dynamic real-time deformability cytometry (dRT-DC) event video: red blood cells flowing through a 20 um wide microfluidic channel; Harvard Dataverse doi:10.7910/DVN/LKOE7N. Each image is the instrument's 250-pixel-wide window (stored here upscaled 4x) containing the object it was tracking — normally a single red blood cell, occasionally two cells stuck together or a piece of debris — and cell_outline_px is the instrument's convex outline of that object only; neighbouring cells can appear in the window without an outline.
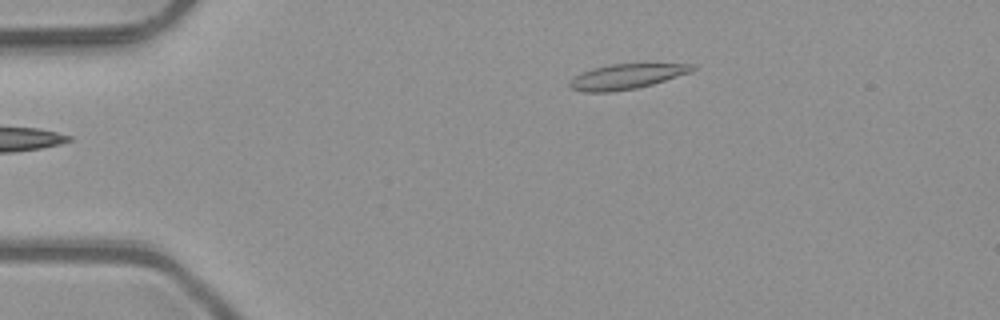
{"species": "common noctule bat (a hibernating species)", "species_latin": "Nyctalus noctula", "temperature_condition": "room temperature", "stored_images_in_passage": 3, "camera_frame_rate_fps": 3000, "um_per_image_px": 0.085, "animal": {"sex": "male", "body_mass_g": 23.1, "forearm_length_mm": 52.7}, "frame": {"image": 1, "passage_image": 1, "time_ms": 0.0, "image_size_px": [1000, 320], "cell_outline_px": [[696, 68], [692, 72], [652, 84], [636, 88], [612, 92], [580, 92], [572, 88], [568, 84], [576, 76], [592, 68], [612, 64], [696, 64]], "centroid_in_image_um": [53.28, 6.51], "position_along_channel_um": 31.7, "area_um2": 17.74}}
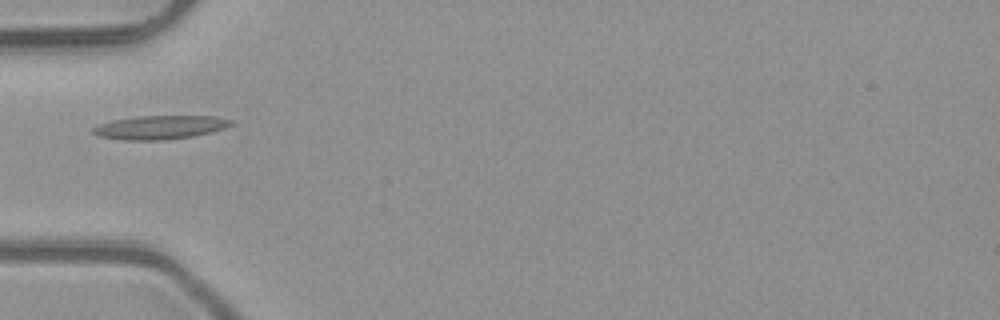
{"frame": {"image": 2, "passage_image": 3, "time_ms": 0.667, "image_size_px": [1000, 320], "cell_outline_px": [[236, 124], [212, 132], [192, 136], [164, 140], [124, 140], [100, 136], [92, 132], [92, 128], [100, 124], [112, 120], [136, 116], [216, 116], [232, 120]], "centroid_in_image_um": [13.64, 10.82], "position_along_channel_um": 71.4, "area_um2": 19.07}}